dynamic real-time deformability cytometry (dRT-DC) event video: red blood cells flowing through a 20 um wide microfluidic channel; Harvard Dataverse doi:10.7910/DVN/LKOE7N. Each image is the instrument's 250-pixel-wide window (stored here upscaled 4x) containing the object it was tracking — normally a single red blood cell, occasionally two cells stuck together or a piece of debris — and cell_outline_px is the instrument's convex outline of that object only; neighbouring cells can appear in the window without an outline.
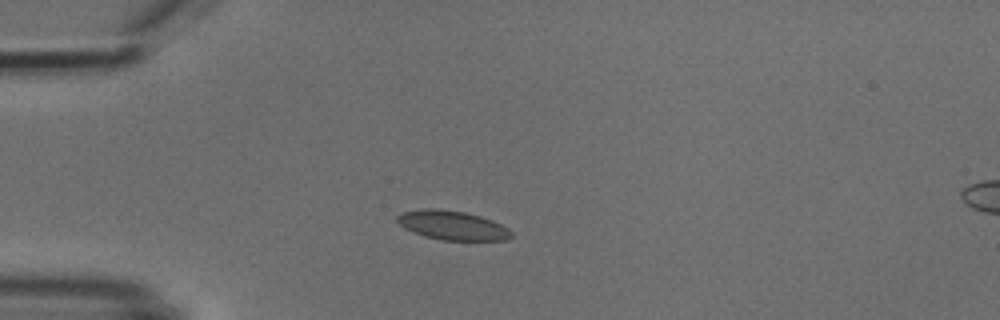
{"species": "common noctule bat (a hibernating species)", "species_latin": "Nyctalus noctula", "temperature_condition": "cold", "stored_images_in_passage": 3, "camera_frame_rate_fps": 3000, "um_per_image_px": 0.085, "animal": {"sex": "male", "body_mass_g": 18.8}, "frame": {"image": 1, "passage_image": 1, "time_ms": 0.0, "image_size_px": [1000, 320], "cell_outline_px": [[512, 236], [508, 240], [440, 240], [424, 236], [412, 232], [404, 228], [396, 220], [396, 216], [404, 212], [420, 208], [436, 208], [464, 212], [480, 216], [492, 220], [508, 228], [512, 232]], "centroid_in_image_um": [38.43, 19.15], "position_along_channel_um": 46.6, "area_um2": 19.48}}
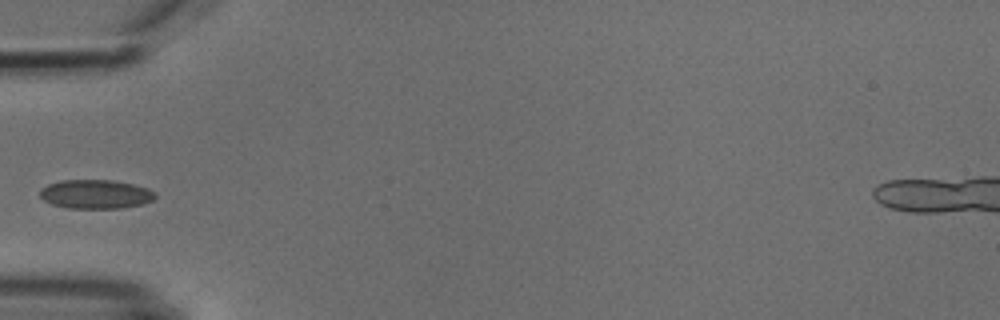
{"frame": {"image": 2, "passage_image": 2, "time_ms": 1.333, "image_size_px": [1000, 320], "cell_outline_px": [[156, 196], [152, 200], [144, 204], [120, 208], [68, 208], [52, 204], [44, 200], [40, 196], [40, 188], [48, 184], [60, 180], [112, 180], [132, 184], [148, 188], [156, 192]], "centroid_in_image_um": [8.13, 16.5], "position_along_channel_um": 76.9, "area_um2": 19.54}}
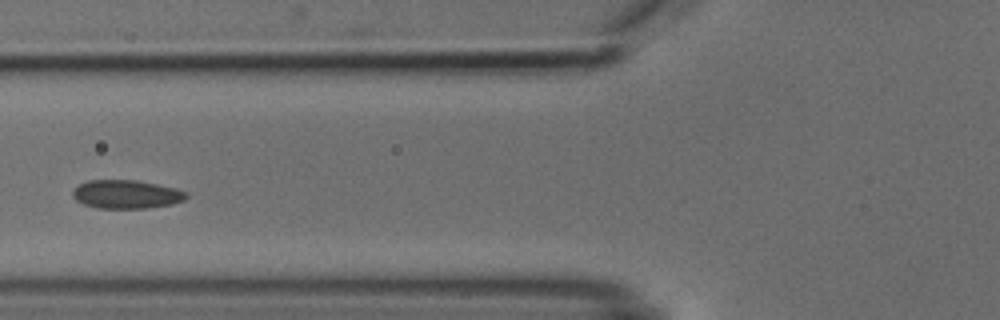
{"frame": {"image": 3, "passage_image": 3, "time_ms": 2.333, "image_size_px": [1000, 320], "cell_outline_px": [[188, 196], [184, 200], [172, 204], [148, 208], [96, 208], [84, 204], [76, 200], [72, 196], [72, 192], [80, 184], [88, 180], [136, 180], [156, 184], [188, 192]], "centroid_in_image_um": [10.73, 16.52], "position_along_channel_um": 115.1, "area_um2": 18.79}}